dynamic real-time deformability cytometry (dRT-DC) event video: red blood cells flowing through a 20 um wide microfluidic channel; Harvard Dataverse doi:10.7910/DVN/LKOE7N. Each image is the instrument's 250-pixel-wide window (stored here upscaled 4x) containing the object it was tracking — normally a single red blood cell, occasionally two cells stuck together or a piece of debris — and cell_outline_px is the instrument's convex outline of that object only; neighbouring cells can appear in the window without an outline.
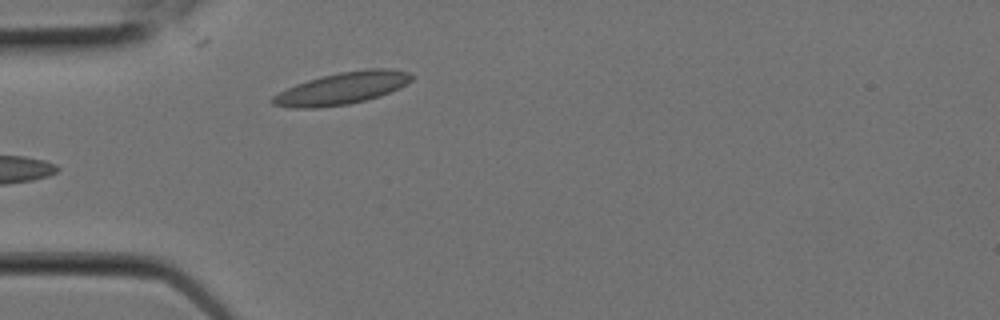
{"species": "Egyptian fruit bat (a non-hibernating species)", "species_latin": "Rousettus aegyptiacus", "temperature_condition": "room temperature", "stored_images_in_passage": 6, "camera_frame_rate_fps": 3000, "um_per_image_px": 0.085, "animal": {"sex": "female"}, "frame": {"image": 1, "passage_image": 6, "time_ms": 1.667, "image_size_px": [1000, 320], "cell_outline_px": [[416, 76], [412, 80], [380, 96], [348, 104], [316, 108], [292, 108], [272, 104], [268, 100], [272, 96], [296, 84], [308, 80], [340, 72], [368, 68], [388, 68], [412, 72]], "centroid_in_image_um": [29.08, 7.5], "position_along_channel_um": 55.9, "area_um2": 25.84}}